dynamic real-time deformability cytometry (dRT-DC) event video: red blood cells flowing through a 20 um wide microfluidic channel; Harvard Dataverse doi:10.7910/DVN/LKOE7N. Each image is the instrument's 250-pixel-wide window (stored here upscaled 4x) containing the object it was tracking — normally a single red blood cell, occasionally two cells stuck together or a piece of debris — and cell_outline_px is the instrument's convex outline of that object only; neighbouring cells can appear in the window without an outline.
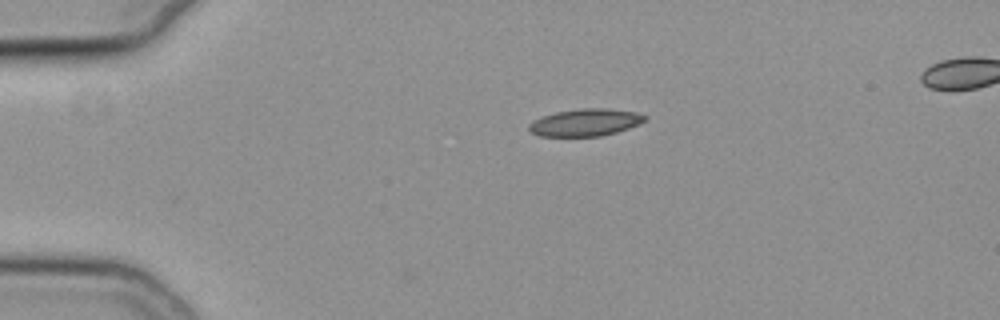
{"species": "common noctule bat (a hibernating species)", "species_latin": "Nyctalus noctula", "temperature_condition": "cold", "stored_images_in_passage": 3, "camera_frame_rate_fps": 3000, "um_per_image_px": 0.085, "animal": {"sex": "female", "body_mass_g": 19.3, "forearm_length_mm": 54.1}, "frame": {"image": 1, "passage_image": 1, "time_ms": 0.0, "image_size_px": [1000, 320], "cell_outline_px": [[648, 120], [640, 124], [616, 132], [600, 136], [540, 136], [532, 132], [528, 128], [528, 124], [532, 120], [556, 112], [580, 108], [608, 108], [636, 112], [648, 116]], "centroid_in_image_um": [49.79, 10.4], "position_along_channel_um": 35.2, "area_um2": 18.5}}